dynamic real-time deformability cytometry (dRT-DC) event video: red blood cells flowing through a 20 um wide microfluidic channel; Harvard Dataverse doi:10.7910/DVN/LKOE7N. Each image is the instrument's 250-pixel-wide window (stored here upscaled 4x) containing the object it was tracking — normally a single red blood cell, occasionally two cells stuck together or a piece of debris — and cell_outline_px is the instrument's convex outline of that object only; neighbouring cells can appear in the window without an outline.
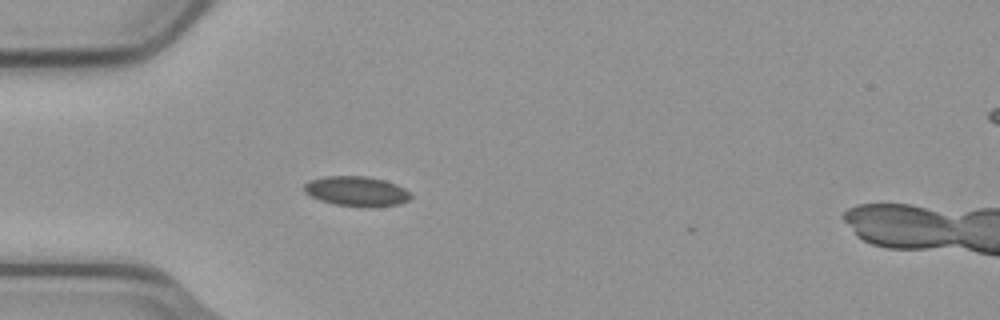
{"species": "common noctule bat (a hibernating species)", "species_latin": "Nyctalus noctula", "temperature_condition": "cold", "stored_images_in_passage": 40, "camera_frame_rate_fps": 3000, "um_per_image_px": 0.085, "animal": {"sex": "male", "body_mass_g": 23.1, "forearm_length_mm": 52.7}, "frame": {"image": 1, "passage_image": 1, "time_ms": 0.0, "image_size_px": [1000, 320], "cell_outline_px": [[412, 196], [408, 200], [400, 204], [332, 204], [320, 200], [304, 192], [304, 184], [308, 180], [324, 176], [364, 176], [384, 180], [396, 184], [412, 192]], "centroid_in_image_um": [30.27, 16.2], "position_along_channel_um": 54.7, "area_um2": 17.86}}
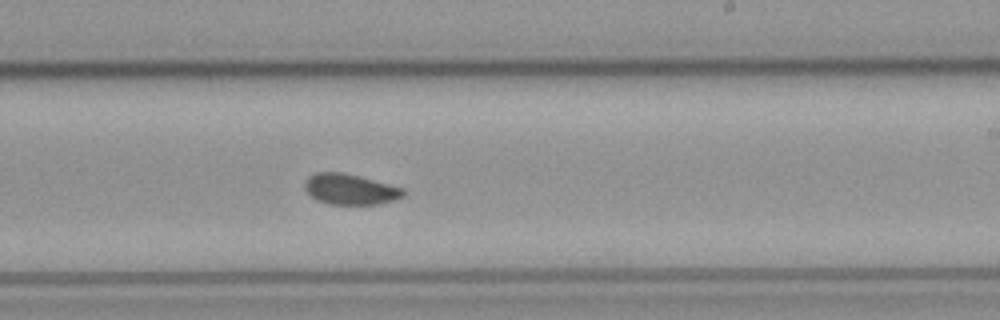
{"frame": {"image": 2, "passage_image": 18, "time_ms": 5.667, "image_size_px": [1000, 320], "cell_outline_px": [[404, 196], [392, 200], [376, 204], [328, 204], [316, 200], [304, 188], [304, 184], [308, 176], [316, 172], [340, 172], [360, 176], [404, 188]], "centroid_in_image_um": [29.74, 16.08], "position_along_channel_um": 259.3, "area_um2": 17.51}}
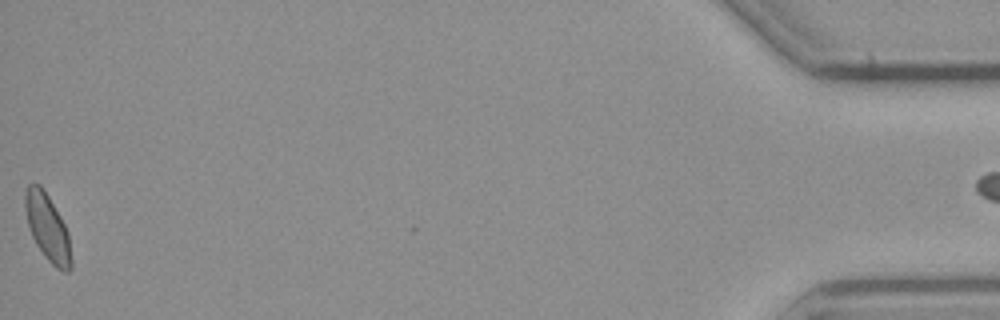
{"frame": {"image": 3, "passage_image": 40, "time_ms": 13.0, "image_size_px": [1000, 320], "cell_outline_px": [[72, 268], [68, 272], [64, 272], [56, 268], [44, 256], [36, 244], [32, 236], [28, 224], [24, 204], [24, 192], [28, 184], [40, 184], [44, 188], [60, 216], [68, 232], [72, 260]], "centroid_in_image_um": [4.04, 19.35], "position_along_channel_um": 431.2, "area_um2": 18.03}, "authors_computed_cell_mechanics": {"area_um2": 17.8602, "velocity_mm_per_s": 3.7396, "shape_relaxation_time_tau1_ms": null, "shape_relaxation_time_tau2_ms": 1.3649, "deformation_change_tau1": null, "deformation_change_tau2": 0.0415}}